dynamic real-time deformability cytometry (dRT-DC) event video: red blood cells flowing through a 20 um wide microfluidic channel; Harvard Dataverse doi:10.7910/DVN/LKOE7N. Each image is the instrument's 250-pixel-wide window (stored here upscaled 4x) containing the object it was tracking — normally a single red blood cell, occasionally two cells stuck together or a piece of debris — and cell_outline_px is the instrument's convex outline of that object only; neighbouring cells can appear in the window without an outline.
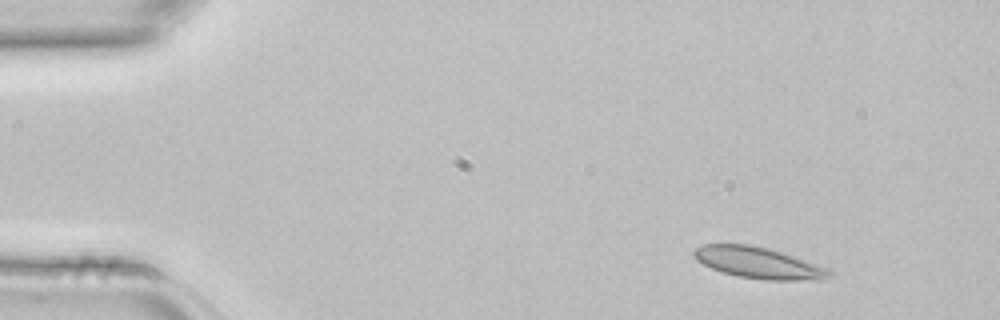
{"species": "common noctule bat (a hibernating species)", "species_latin": "Nyctalus noctula", "temperature_condition": "room temperature", "stored_images_in_passage": 4, "camera_frame_rate_fps": 3000, "um_per_image_px": 0.085, "animal": {"sex": "female", "body_mass_g": 22.7, "forearm_length_mm": 54.2}, "frame": {"image": 1, "passage_image": 2, "time_ms": 0.333, "image_size_px": [1000, 320], "cell_outline_px": [[836, 272], [832, 276], [824, 280], [764, 280], [736, 276], [712, 268], [696, 260], [692, 256], [692, 252], [696, 248], [704, 244], [748, 244], [768, 248], [784, 252], [828, 268]], "centroid_in_image_um": [64.53, 22.34], "position_along_channel_um": 20.5, "area_um2": 25.03}}
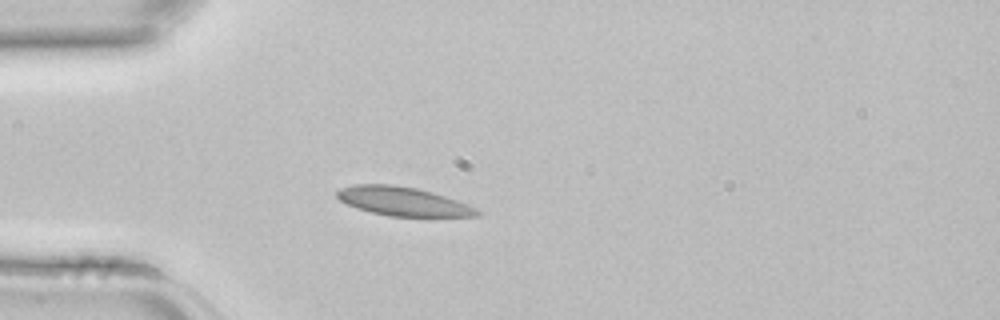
{"frame": {"image": 2, "passage_image": 4, "time_ms": 1.0, "image_size_px": [1000, 320], "cell_outline_px": [[484, 212], [480, 216], [388, 216], [356, 208], [340, 200], [336, 196], [336, 192], [340, 188], [352, 184], [392, 184], [416, 188], [432, 192], [468, 204]], "centroid_in_image_um": [34.26, 17.11], "position_along_channel_um": 50.7, "area_um2": 23.52}}